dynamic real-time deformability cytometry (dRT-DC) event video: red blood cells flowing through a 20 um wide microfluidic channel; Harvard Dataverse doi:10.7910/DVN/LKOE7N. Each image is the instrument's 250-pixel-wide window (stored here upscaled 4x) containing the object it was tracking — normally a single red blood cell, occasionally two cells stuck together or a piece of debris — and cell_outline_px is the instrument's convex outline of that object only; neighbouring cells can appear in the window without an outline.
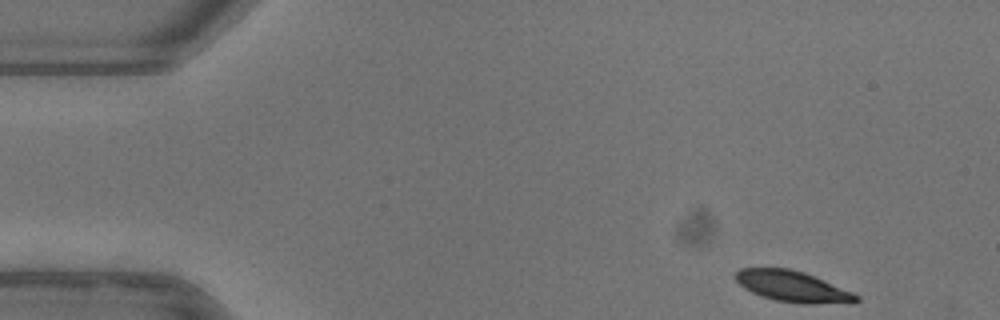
{"species": "common noctule bat (a hibernating species)", "species_latin": "Nyctalus noctula", "temperature_condition": "warm", "stored_images_in_passage": 49, "camera_frame_rate_fps": 3000, "um_per_image_px": 0.085, "animal": {"sex": "female"}, "frame": {"image": 1, "passage_image": 1, "time_ms": 0.0, "image_size_px": [1000, 320], "cell_outline_px": [[860, 300], [852, 304], [804, 304], [776, 300], [760, 296], [744, 288], [736, 280], [736, 272], [740, 268], [788, 268], [804, 272], [852, 292], [860, 296]], "centroid_in_image_um": [67.42, 24.37], "position_along_channel_um": 17.6, "area_um2": 21.85}}
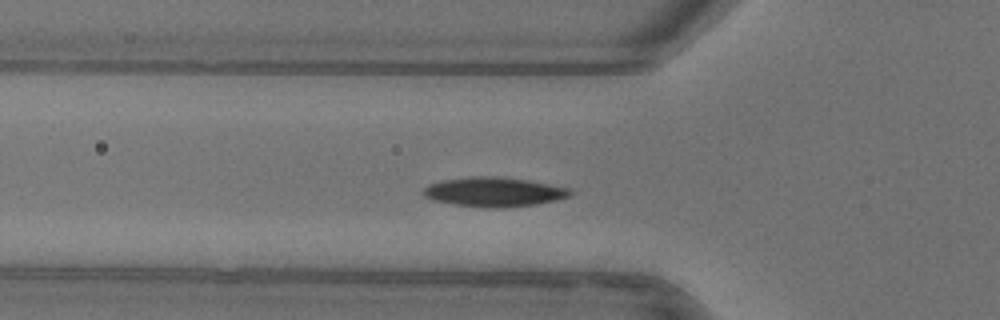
{"frame": {"image": 2, "passage_image": 14, "time_ms": 4.333, "image_size_px": [1000, 320], "cell_outline_px": [[572, 196], [556, 200], [532, 204], [504, 208], [492, 208], [456, 204], [432, 200], [424, 196], [420, 192], [428, 184], [440, 180], [472, 176], [496, 176], [528, 180], [568, 188], [572, 192]], "centroid_in_image_um": [41.94, 16.3], "position_along_channel_um": 83.9, "area_um2": 25.14}}
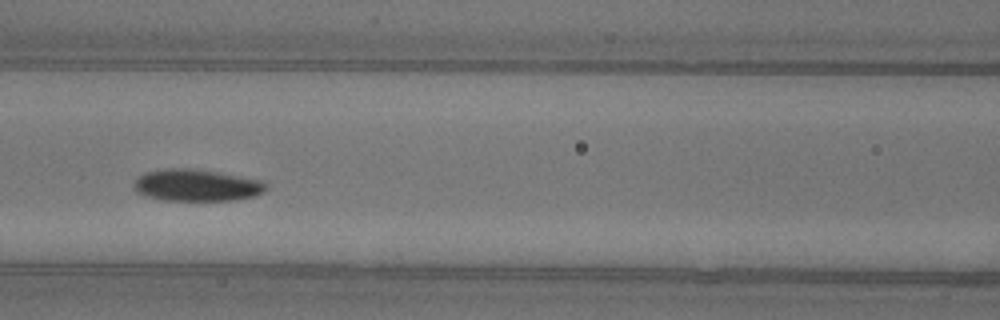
{"frame": {"image": 3, "passage_image": 19, "time_ms": 6.0, "image_size_px": [1000, 320], "cell_outline_px": [[268, 188], [264, 192], [256, 196], [236, 200], [164, 200], [148, 196], [136, 192], [132, 188], [132, 184], [136, 176], [144, 172], [164, 168], [196, 168], [264, 180], [268, 184]], "centroid_in_image_um": [16.71, 15.73], "position_along_channel_um": 149.9, "area_um2": 25.14}, "authors_computed_cell_mechanics": {"area_um2": 23.2356, "velocity_mm_per_s": 3.9226, "shape_relaxation_time_tau1_ms": 2.2574, "shape_relaxation_time_tau2_ms": null, "deformation_change_tau1": 0.1035, "deformation_change_tau2": null}}